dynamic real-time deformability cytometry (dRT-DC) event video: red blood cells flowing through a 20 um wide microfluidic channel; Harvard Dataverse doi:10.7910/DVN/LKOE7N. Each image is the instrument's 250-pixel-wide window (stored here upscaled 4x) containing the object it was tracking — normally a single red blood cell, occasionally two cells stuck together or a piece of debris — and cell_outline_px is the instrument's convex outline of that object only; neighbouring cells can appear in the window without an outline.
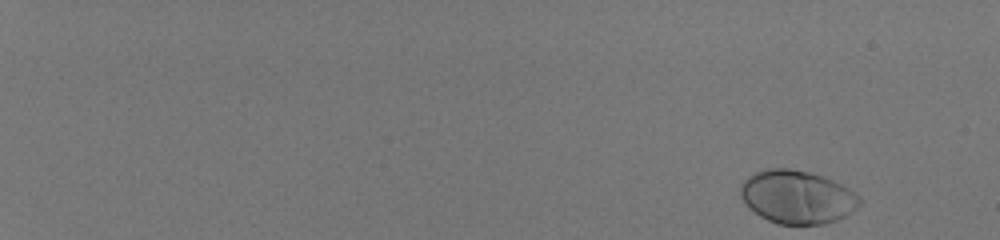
{"species": "human", "species_latin": "Homo sapiens", "temperature_condition": "room temperature", "stored_images_in_passage": 33, "camera_frame_rate_fps": 3000, "um_per_image_px": 0.085, "donor": {"sex": "male"}, "frame": {"image": 1, "passage_image": 1, "time_ms": 0.0, "image_size_px": [1000, 240], "cell_outline_px": [[860, 204], [856, 208], [844, 216], [836, 220], [824, 224], [776, 224], [760, 216], [740, 196], [740, 184], [748, 176], [756, 172], [768, 168], [788, 168], [808, 172], [832, 180], [848, 188], [860, 200]], "centroid_in_image_um": [67.73, 16.74], "position_along_channel_um": 17.3, "area_um2": 36.41}}
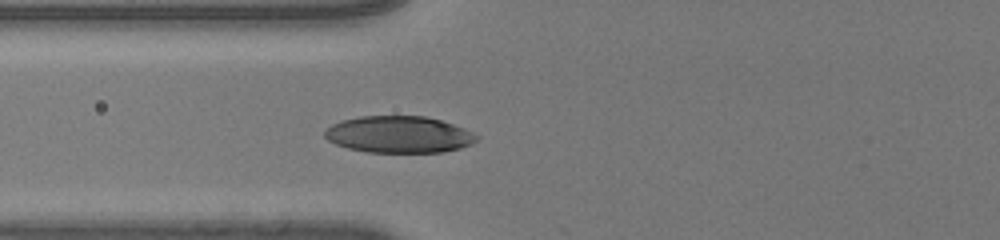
{"frame": {"image": 2, "passage_image": 24, "time_ms": 7.667, "image_size_px": [1000, 240], "cell_outline_px": [[480, 136], [472, 144], [460, 148], [444, 152], [368, 152], [348, 148], [336, 144], [328, 140], [324, 136], [324, 132], [332, 124], [340, 120], [360, 116], [424, 116], [440, 120], [464, 128]], "centroid_in_image_um": [33.91, 11.43], "position_along_channel_um": 91.9, "area_um2": 32.54}}
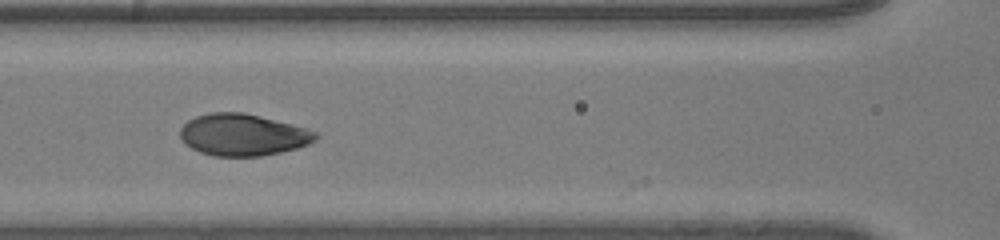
{"frame": {"image": 3, "passage_image": 28, "time_ms": 9.0, "image_size_px": [1000, 240], "cell_outline_px": [[320, 136], [316, 140], [308, 144], [296, 148], [280, 152], [260, 156], [216, 156], [200, 152], [184, 144], [180, 140], [180, 128], [188, 120], [196, 116], [208, 112], [244, 112], [292, 124], [316, 132]], "centroid_in_image_um": [20.61, 11.45], "position_along_channel_um": 146.0, "area_um2": 33.06}}